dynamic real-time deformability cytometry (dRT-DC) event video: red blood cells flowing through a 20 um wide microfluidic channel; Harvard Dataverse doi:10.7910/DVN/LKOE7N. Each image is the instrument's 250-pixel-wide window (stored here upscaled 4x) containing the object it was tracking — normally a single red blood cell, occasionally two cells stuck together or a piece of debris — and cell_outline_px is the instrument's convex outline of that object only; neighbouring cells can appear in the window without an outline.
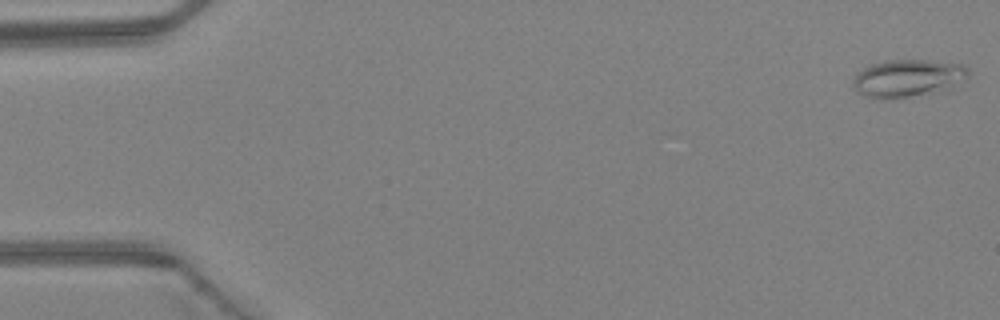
{"species": "Egyptian fruit bat (a non-hibernating species)", "species_latin": "Rousettus aegyptiacus", "temperature_condition": "warm", "stored_images_in_passage": 5, "camera_frame_rate_fps": 3000, "um_per_image_px": 0.085, "animal": {"sex": "female"}, "frame": {"image": 1, "passage_image": 1, "time_ms": 0.0, "image_size_px": [1000, 320], "cell_outline_px": [[968, 76], [948, 92], [880, 100], [876, 100], [856, 92], [852, 88], [852, 80], [864, 68], [872, 64], [888, 60], [924, 60], [964, 64], [968, 68]], "centroid_in_image_um": [77.19, 6.68], "position_along_channel_um": 7.8, "area_um2": 25.84}}